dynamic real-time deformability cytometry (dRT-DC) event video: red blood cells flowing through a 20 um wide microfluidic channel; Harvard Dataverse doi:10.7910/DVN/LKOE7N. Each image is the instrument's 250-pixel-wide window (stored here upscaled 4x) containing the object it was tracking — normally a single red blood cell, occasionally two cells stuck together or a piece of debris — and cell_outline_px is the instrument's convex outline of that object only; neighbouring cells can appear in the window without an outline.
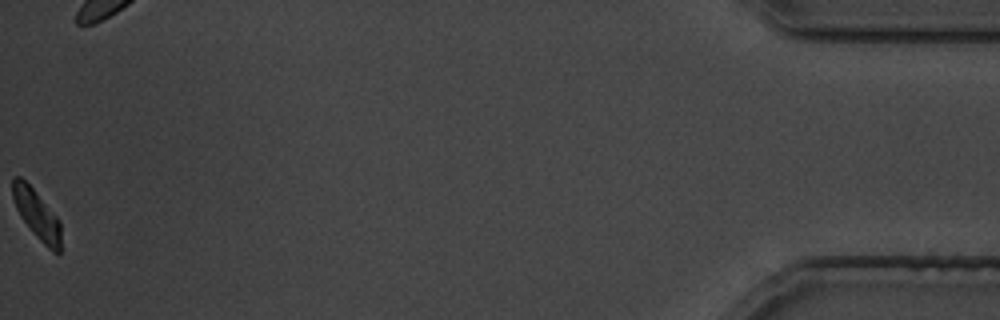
{"species": "common noctule bat (a hibernating species)", "species_latin": "Nyctalus noctula", "temperature_condition": "cold", "stored_images_in_passage": 32, "camera_frame_rate_fps": 3000, "um_per_image_px": 0.085, "animal": {"sex": "male", "body_mass_g": 19.5, "forearm_length_mm": 54.6}, "frame": {"image": 1, "passage_image": 32, "time_ms": 38.0, "image_size_px": [1000, 320], "cell_outline_px": [[60, 252], [52, 252], [36, 236], [20, 216], [16, 208], [12, 196], [12, 176], [20, 176], [32, 188], [60, 220]], "centroid_in_image_um": [3.11, 18.2], "position_along_channel_um": 432.1, "area_um2": 13.64}}